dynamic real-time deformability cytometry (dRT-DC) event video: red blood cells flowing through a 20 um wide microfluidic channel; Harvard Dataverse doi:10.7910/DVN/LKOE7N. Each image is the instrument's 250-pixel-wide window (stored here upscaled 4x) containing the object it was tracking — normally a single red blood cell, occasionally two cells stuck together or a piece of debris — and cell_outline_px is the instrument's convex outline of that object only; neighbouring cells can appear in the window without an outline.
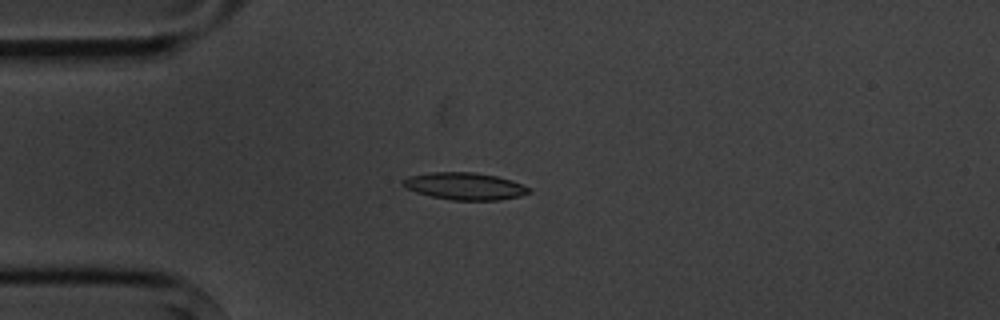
{"species": "common noctule bat (a hibernating species)", "species_latin": "Nyctalus noctula", "temperature_condition": "cold", "stored_images_in_passage": 3, "camera_frame_rate_fps": 3000, "um_per_image_px": 0.085, "animal": {"sex": "male", "body_mass_g": 20.1, "forearm_length_mm": 53.5}, "frame": {"image": 1, "passage_image": 2, "time_ms": 1.0, "image_size_px": [1000, 320], "cell_outline_px": [[532, 192], [520, 196], [500, 200], [452, 200], [432, 196], [416, 192], [404, 188], [400, 184], [400, 180], [408, 176], [432, 172], [472, 172], [496, 176], [512, 180], [532, 188]], "centroid_in_image_um": [39.49, 15.82], "position_along_channel_um": 45.5, "area_um2": 20.17}}
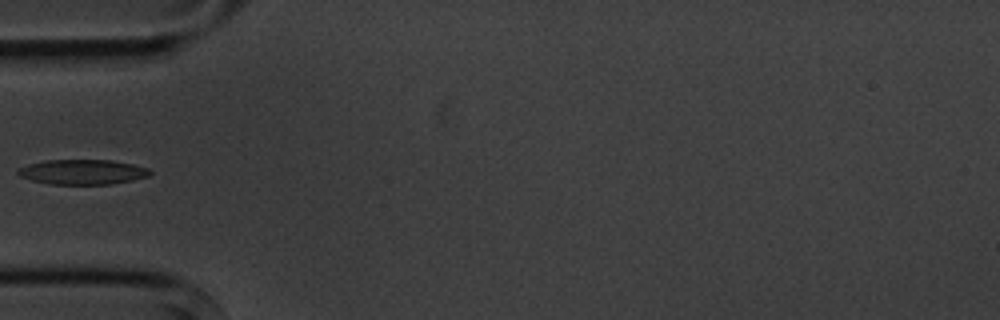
{"frame": {"image": 2, "passage_image": 3, "time_ms": 2.333, "image_size_px": [1000, 320], "cell_outline_px": [[152, 172], [148, 176], [132, 180], [112, 184], [52, 184], [32, 180], [20, 176], [16, 172], [20, 168], [28, 164], [48, 160], [112, 160], [132, 164], [148, 168]], "centroid_in_image_um": [7.03, 14.61], "position_along_channel_um": 78.0, "area_um2": 19.02}}